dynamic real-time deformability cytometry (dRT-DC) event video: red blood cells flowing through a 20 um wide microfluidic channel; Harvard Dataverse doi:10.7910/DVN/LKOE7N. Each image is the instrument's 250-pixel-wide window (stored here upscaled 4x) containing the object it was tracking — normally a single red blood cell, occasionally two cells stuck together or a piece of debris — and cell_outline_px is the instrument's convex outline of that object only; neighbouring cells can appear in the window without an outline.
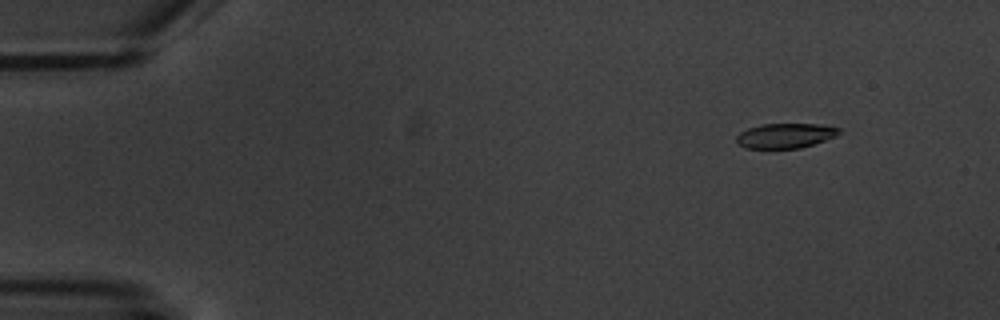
{"species": "common noctule bat (a hibernating species)", "species_latin": "Nyctalus noctula", "temperature_condition": "warm", "stored_images_in_passage": 4, "camera_frame_rate_fps": 3000, "um_per_image_px": 0.085, "animal": {"sex": "male", "body_mass_g": 20.1, "forearm_length_mm": 53.5}, "frame": {"image": 1, "passage_image": 1, "time_ms": 0.0, "image_size_px": [1000, 320], "cell_outline_px": [[840, 132], [836, 136], [800, 148], [744, 148], [736, 140], [736, 136], [740, 132], [748, 128], [764, 124], [820, 124], [840, 128]], "centroid_in_image_um": [66.75, 11.53], "position_along_channel_um": 18.3, "area_um2": 14.68}}
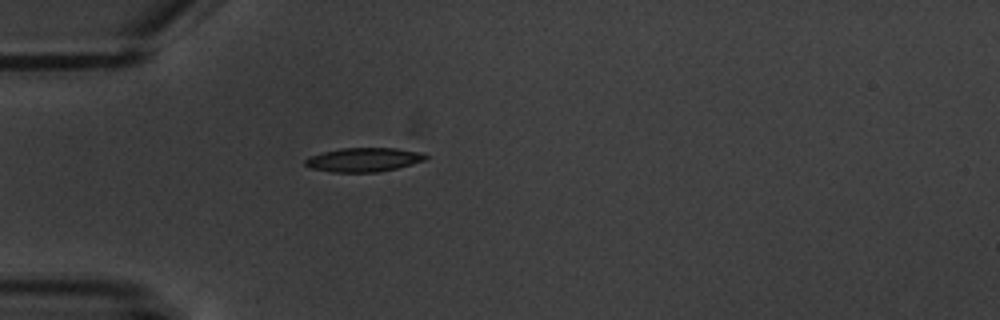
{"frame": {"image": 2, "passage_image": 4, "time_ms": 3.667, "image_size_px": [1000, 320], "cell_outline_px": [[428, 156], [424, 160], [412, 164], [396, 168], [376, 172], [332, 172], [308, 168], [304, 164], [304, 160], [308, 156], [340, 148], [396, 148], [424, 152]], "centroid_in_image_um": [30.89, 13.57], "position_along_channel_um": 54.1, "area_um2": 16.94}}